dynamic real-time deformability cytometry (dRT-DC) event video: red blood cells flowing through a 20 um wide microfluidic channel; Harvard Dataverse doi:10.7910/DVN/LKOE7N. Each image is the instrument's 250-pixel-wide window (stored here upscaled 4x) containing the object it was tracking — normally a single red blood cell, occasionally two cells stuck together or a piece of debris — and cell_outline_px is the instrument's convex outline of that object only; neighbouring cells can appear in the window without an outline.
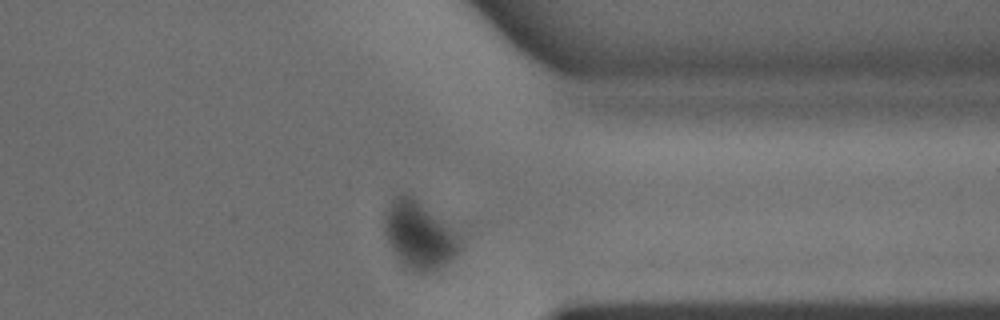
{"species": "common noctule bat (a hibernating species)", "species_latin": "Nyctalus noctula", "temperature_condition": "warm", "stored_images_in_passage": 25, "camera_frame_rate_fps": 3000, "um_per_image_px": 0.085, "animal": {"sex": "male", "body_mass_g": 15.6}, "frame": {"image": 1, "passage_image": 23, "time_ms": 7.333, "image_size_px": [1000, 320], "cell_outline_px": [[460, 248], [456, 256], [432, 272], [416, 272], [408, 268], [400, 260], [392, 248], [384, 232], [384, 212], [392, 200], [400, 192], [408, 192], [452, 228], [460, 244]], "centroid_in_image_um": [35.59, 19.95], "position_along_channel_um": 375.8, "area_um2": 29.19}}